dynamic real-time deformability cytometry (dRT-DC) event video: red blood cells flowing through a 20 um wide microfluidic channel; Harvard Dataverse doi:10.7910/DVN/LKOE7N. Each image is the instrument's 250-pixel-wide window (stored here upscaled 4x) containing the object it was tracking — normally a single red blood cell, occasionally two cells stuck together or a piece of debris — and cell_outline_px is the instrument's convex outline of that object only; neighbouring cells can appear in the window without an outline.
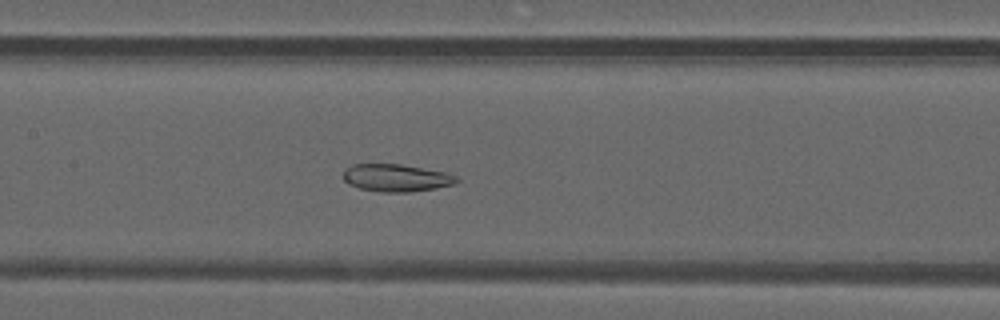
{"species": "common noctule bat (a hibernating species)", "species_latin": "Nyctalus noctula", "temperature_condition": "warm", "stored_images_in_passage": 49, "camera_frame_rate_fps": 3000, "um_per_image_px": 0.085, "animal": {"sex": "male", "forearm_length_mm": 52.5}, "frame": {"image": 1, "passage_image": 23, "time_ms": 7.333, "image_size_px": [1000, 320], "cell_outline_px": [[460, 180], [452, 184], [436, 188], [408, 192], [380, 192], [360, 188], [348, 184], [344, 180], [344, 172], [352, 164], [400, 164], [448, 172], [456, 176]], "centroid_in_image_um": [33.7, 15.11], "position_along_channel_um": 173.7, "area_um2": 18.09}}
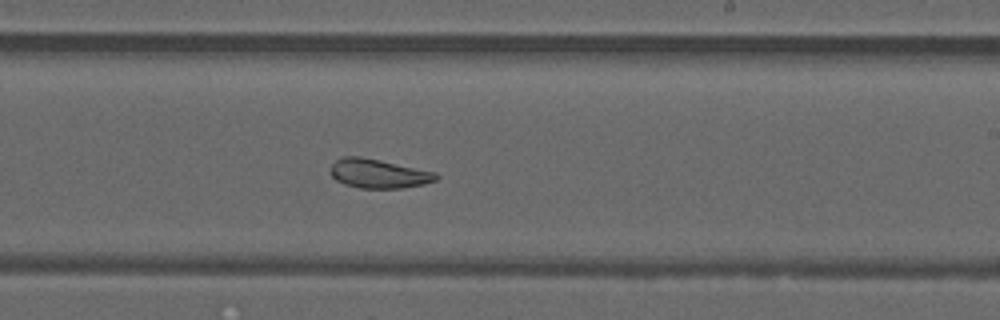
{"frame": {"image": 2, "passage_image": 29, "time_ms": 9.333, "image_size_px": [1000, 320], "cell_outline_px": [[440, 176], [436, 180], [424, 184], [404, 188], [360, 188], [344, 184], [336, 180], [332, 176], [332, 164], [336, 160], [344, 156], [360, 156], [380, 160], [436, 172]], "centroid_in_image_um": [32.2, 14.76], "position_along_channel_um": 256.8, "area_um2": 17.86}}
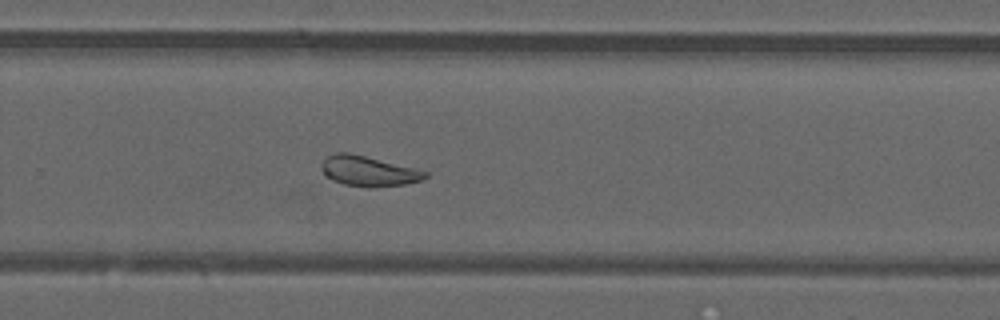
{"frame": {"image": 3, "passage_image": 32, "time_ms": 10.333, "image_size_px": [1000, 320], "cell_outline_px": [[428, 176], [424, 180], [404, 184], [372, 188], [368, 188], [344, 184], [332, 180], [324, 176], [320, 168], [320, 164], [328, 156], [336, 152], [348, 152], [416, 168], [428, 172]], "centroid_in_image_um": [31.31, 14.55], "position_along_channel_um": 298.5, "area_um2": 18.5}, "authors_computed_cell_mechanics": {"area_um2": 21.5594, "velocity_mm_per_s": 4.177, "shape_relaxation_time_tau1_ms": null, "shape_relaxation_time_tau2_ms": 2.7388, "deformation_change_tau1": null, "deformation_change_tau2": 0.0759}}